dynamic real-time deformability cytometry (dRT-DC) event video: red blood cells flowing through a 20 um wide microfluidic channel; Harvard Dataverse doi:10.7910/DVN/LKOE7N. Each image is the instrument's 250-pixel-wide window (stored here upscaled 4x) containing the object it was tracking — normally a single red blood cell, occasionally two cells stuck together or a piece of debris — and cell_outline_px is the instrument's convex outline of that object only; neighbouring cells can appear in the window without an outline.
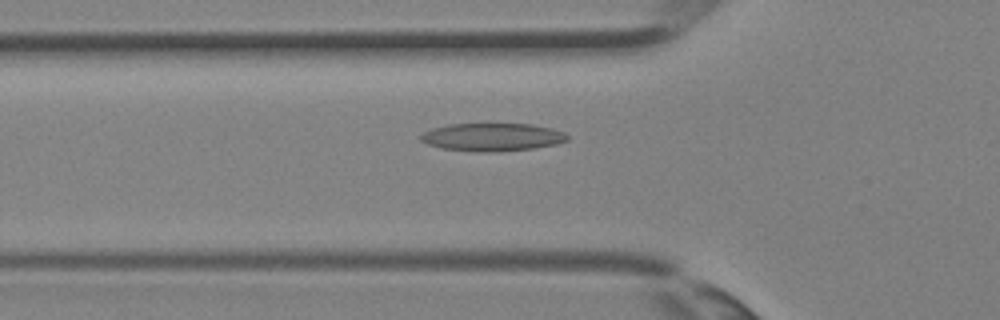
{"species": "Egyptian fruit bat (a non-hibernating species)", "species_latin": "Rousettus aegyptiacus", "temperature_condition": "room temperature", "stored_images_in_passage": 28, "camera_frame_rate_fps": 3000, "um_per_image_px": 0.085, "animal": {"sex": "female"}, "frame": {"image": 1, "passage_image": 5, "time_ms": 1.333, "image_size_px": [1000, 320], "cell_outline_px": [[568, 140], [556, 144], [532, 148], [496, 152], [476, 152], [440, 148], [428, 144], [420, 140], [420, 136], [424, 132], [432, 128], [448, 124], [532, 124], [552, 128], [564, 132], [568, 136]], "centroid_in_image_um": [41.83, 11.65], "position_along_channel_um": 84.0, "area_um2": 23.93}}
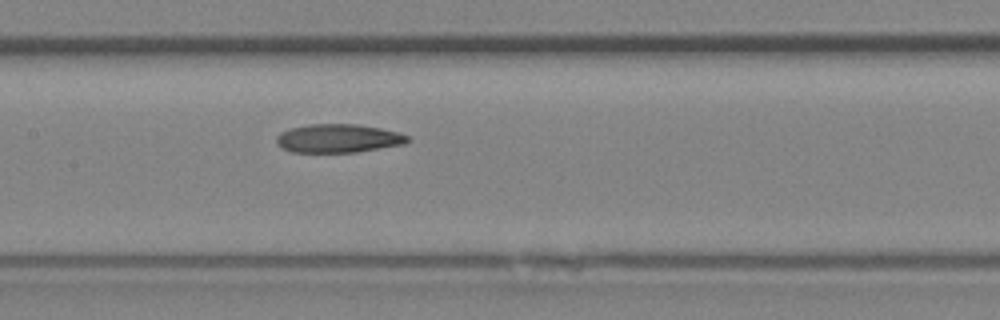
{"frame": {"image": 2, "passage_image": 10, "time_ms": 3.0, "image_size_px": [1000, 320], "cell_outline_px": [[408, 140], [404, 144], [356, 152], [292, 152], [280, 148], [276, 144], [276, 136], [280, 132], [292, 128], [308, 124], [356, 124], [380, 128], [396, 132], [408, 136]], "centroid_in_image_um": [28.69, 11.76], "position_along_channel_um": 178.7, "area_um2": 21.73}}
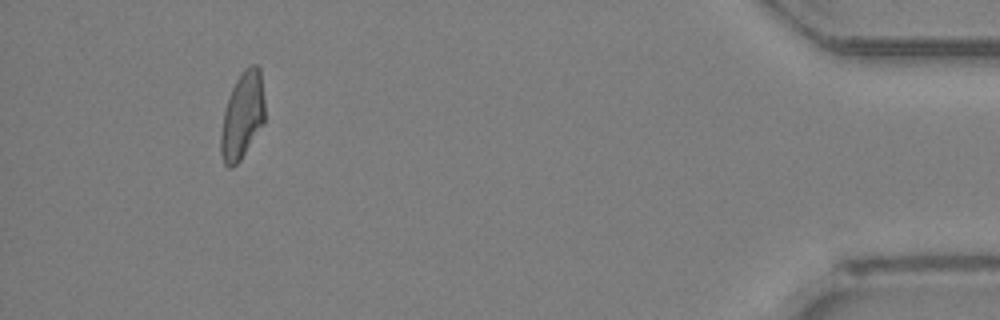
{"frame": {"image": 3, "passage_image": 26, "time_ms": 8.333, "image_size_px": [1000, 320], "cell_outline_px": [[264, 124], [240, 160], [232, 168], [228, 168], [224, 164], [220, 152], [220, 136], [224, 112], [232, 88], [236, 80], [244, 68], [252, 64], [256, 64], [260, 68], [264, 100]], "centroid_in_image_um": [20.6, 9.84], "position_along_channel_um": 414.6, "area_um2": 22.25}}